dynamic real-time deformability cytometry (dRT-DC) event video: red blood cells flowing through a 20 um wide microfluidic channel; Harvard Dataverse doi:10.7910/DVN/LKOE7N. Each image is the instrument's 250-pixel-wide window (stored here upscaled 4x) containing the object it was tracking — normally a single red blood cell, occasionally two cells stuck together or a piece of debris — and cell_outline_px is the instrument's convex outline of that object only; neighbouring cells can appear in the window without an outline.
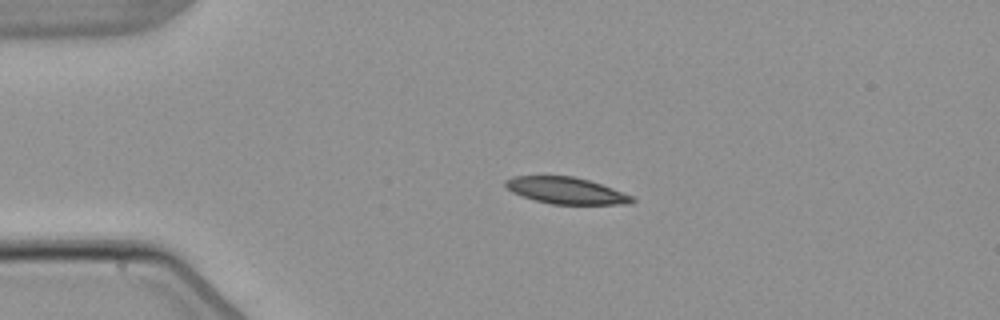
{"species": "common noctule bat (a hibernating species)", "species_latin": "Nyctalus noctula", "temperature_condition": "warm", "stored_images_in_passage": 3, "camera_frame_rate_fps": 3000, "um_per_image_px": 0.085, "animal": {"sex": "male", "body_mass_g": 21.5, "forearm_length_mm": 52.0}, "frame": {"image": 1, "passage_image": 2, "time_ms": 2.333, "image_size_px": [1000, 320], "cell_outline_px": [[636, 200], [632, 204], [552, 204], [536, 200], [512, 192], [504, 184], [504, 180], [512, 176], [572, 176], [588, 180], [612, 188], [632, 196]], "centroid_in_image_um": [48.12, 16.2], "position_along_channel_um": 36.9, "area_um2": 19.42}}